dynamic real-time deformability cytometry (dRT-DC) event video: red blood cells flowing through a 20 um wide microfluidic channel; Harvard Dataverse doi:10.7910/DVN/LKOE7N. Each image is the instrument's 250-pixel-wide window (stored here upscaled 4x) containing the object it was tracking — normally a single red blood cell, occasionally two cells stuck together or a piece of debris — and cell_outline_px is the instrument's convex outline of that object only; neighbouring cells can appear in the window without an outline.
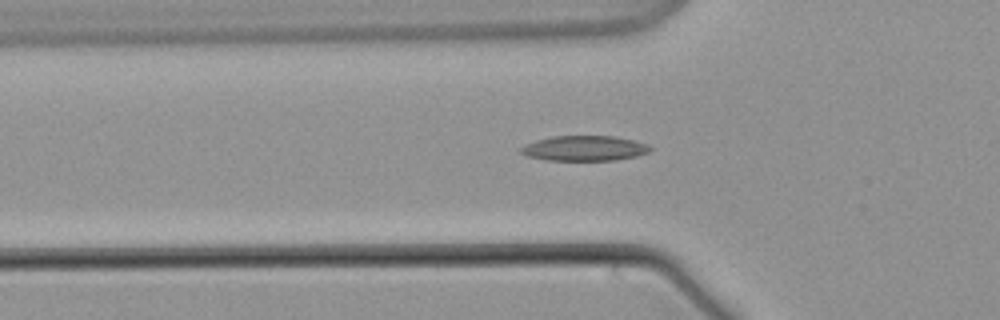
{"species": "common noctule bat (a hibernating species)", "species_latin": "Nyctalus noctula", "temperature_condition": "warm", "stored_images_in_passage": 62, "segment_of_instrument_passage": [1, 2], "camera_frame_rate_fps": 3000, "um_per_image_px": 0.085, "animal": {"sex": "male", "body_mass_g": 21.5, "forearm_length_mm": 52.0}, "frame": {"image": 1, "passage_image": 21, "time_ms": 6.667, "image_size_px": [1000, 320], "cell_outline_px": [[652, 148], [648, 152], [636, 156], [616, 160], [544, 160], [528, 156], [520, 152], [520, 148], [524, 144], [536, 140], [552, 136], [616, 136], [648, 144]], "centroid_in_image_um": [49.66, 12.6], "position_along_channel_um": 76.1, "area_um2": 18.96}}
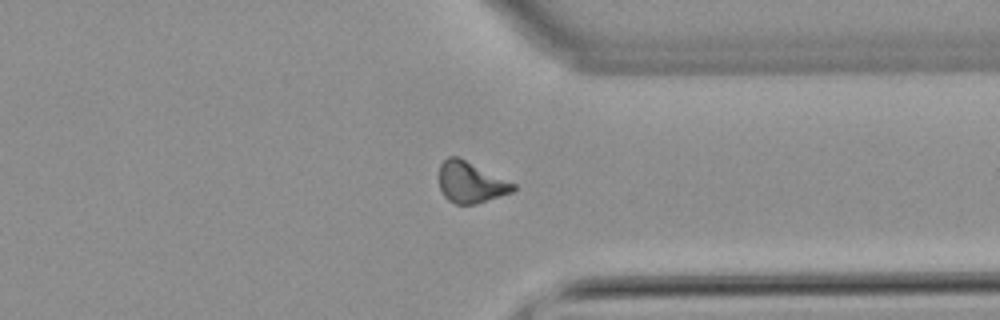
{"frame": {"image": 2, "passage_image": 47, "time_ms": 15.333, "image_size_px": [1000, 320], "cell_outline_px": [[516, 188], [512, 192], [476, 204], [456, 204], [448, 200], [444, 196], [440, 188], [440, 164], [448, 156], [456, 156], [516, 184]], "centroid_in_image_um": [40.0, 15.51], "position_along_channel_um": 371.4, "area_um2": 17.46}}
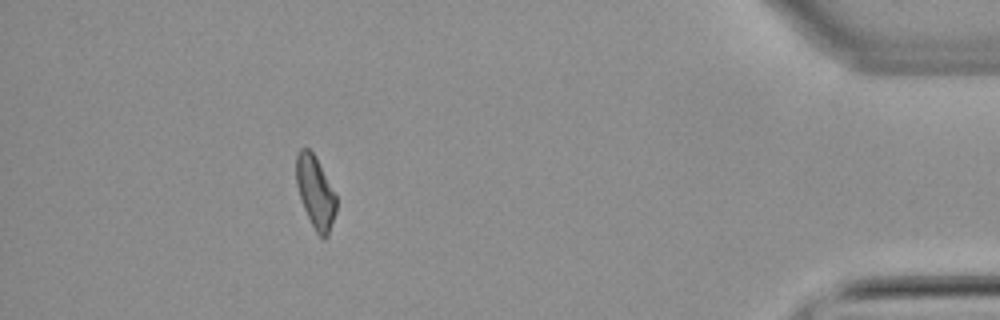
{"frame": {"image": 3, "passage_image": 55, "time_ms": 18.0, "image_size_px": [1000, 320], "cell_outline_px": [[336, 212], [328, 236], [324, 240], [316, 232], [304, 208], [296, 184], [296, 156], [300, 148], [308, 148], [312, 152], [336, 196]], "centroid_in_image_um": [26.8, 16.37], "position_along_channel_um": 408.4, "area_um2": 16.42}}